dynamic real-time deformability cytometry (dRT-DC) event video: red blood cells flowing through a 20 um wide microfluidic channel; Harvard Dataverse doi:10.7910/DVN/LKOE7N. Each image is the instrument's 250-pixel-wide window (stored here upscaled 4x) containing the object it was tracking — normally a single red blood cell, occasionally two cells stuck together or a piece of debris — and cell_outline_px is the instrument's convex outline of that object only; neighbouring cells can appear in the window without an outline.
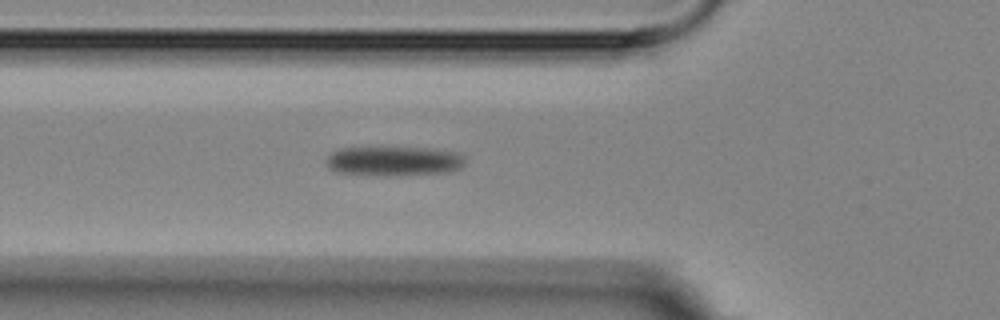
{"species": "Egyptian fruit bat (a non-hibernating species)", "species_latin": "Rousettus aegyptiacus", "temperature_condition": "room temperature", "stored_images_in_passage": 5, "camera_frame_rate_fps": 3000, "um_per_image_px": 0.085, "animal": {"sex": "female"}, "frame": {"image": 1, "passage_image": 5, "time_ms": 4.667, "image_size_px": [1000, 320], "cell_outline_px": [[464, 164], [460, 168], [448, 172], [336, 172], [328, 168], [324, 160], [332, 152], [340, 148], [428, 148], [460, 152], [464, 156]], "centroid_in_image_um": [33.49, 13.62], "position_along_channel_um": 92.3, "area_um2": 22.37}}